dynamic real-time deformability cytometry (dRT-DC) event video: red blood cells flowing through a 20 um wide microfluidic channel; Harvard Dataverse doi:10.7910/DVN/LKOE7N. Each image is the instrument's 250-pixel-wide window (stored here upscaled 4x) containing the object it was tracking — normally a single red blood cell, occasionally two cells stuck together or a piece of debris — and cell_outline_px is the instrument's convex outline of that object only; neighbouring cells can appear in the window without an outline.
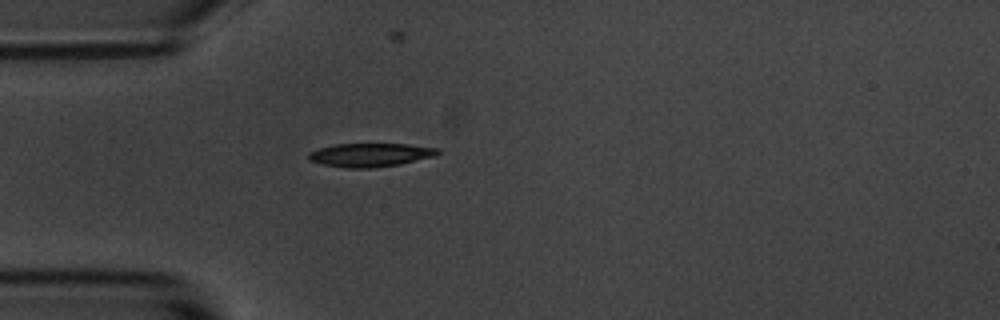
{"species": "common noctule bat (a hibernating species)", "species_latin": "Nyctalus noctula", "temperature_condition": "room temperature", "stored_images_in_passage": 40, "camera_frame_rate_fps": 3000, "um_per_image_px": 0.085, "animal": {"sex": "male", "body_mass_g": 20.1, "forearm_length_mm": 53.5}, "frame": {"image": 1, "passage_image": 1, "time_ms": 0.0, "image_size_px": [1000, 320], "cell_outline_px": [[440, 152], [436, 156], [400, 164], [372, 168], [344, 168], [324, 164], [308, 160], [308, 152], [320, 148], [336, 144], [408, 144], [440, 148]], "centroid_in_image_um": [31.5, 13.17], "position_along_channel_um": 53.5, "area_um2": 17.8}}
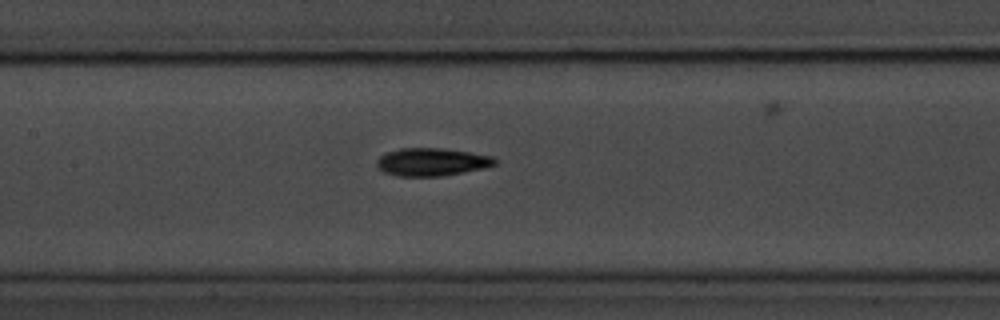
{"frame": {"image": 2, "passage_image": 11, "time_ms": 3.333, "image_size_px": [1000, 320], "cell_outline_px": [[496, 164], [484, 168], [440, 176], [396, 176], [384, 172], [376, 164], [376, 160], [380, 156], [388, 152], [400, 148], [444, 148], [492, 156], [496, 160]], "centroid_in_image_um": [36.68, 13.76], "position_along_channel_um": 170.7, "area_um2": 19.02}}
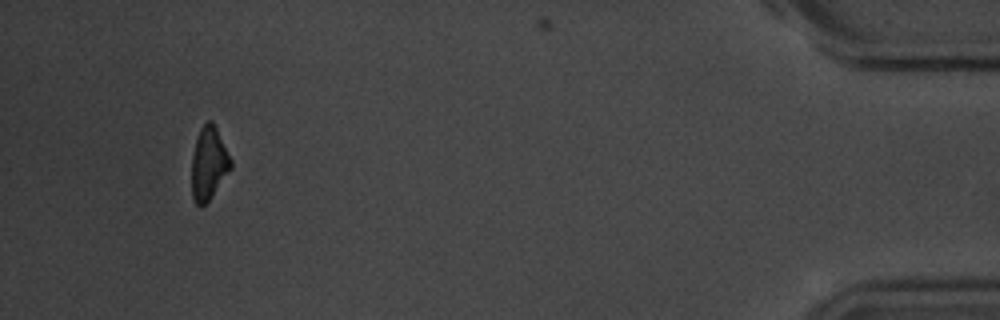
{"frame": {"image": 3, "passage_image": 37, "time_ms": 12.0, "image_size_px": [1000, 320], "cell_outline_px": [[232, 168], [208, 200], [204, 204], [196, 204], [192, 196], [192, 156], [196, 140], [200, 128], [208, 120], [212, 120], [232, 160]], "centroid_in_image_um": [17.75, 13.86], "position_along_channel_um": 417.5, "area_um2": 16.3}, "authors_computed_cell_mechanics": {"area_um2": 18.1492, "velocity_mm_per_s": 3.6821, "shape_relaxation_time_tau1_ms": 2.2946, "shape_relaxation_time_tau2_ms": 3.806, "deformation_change_tau1": 0.1302, "deformation_change_tau2": 0.0951}}